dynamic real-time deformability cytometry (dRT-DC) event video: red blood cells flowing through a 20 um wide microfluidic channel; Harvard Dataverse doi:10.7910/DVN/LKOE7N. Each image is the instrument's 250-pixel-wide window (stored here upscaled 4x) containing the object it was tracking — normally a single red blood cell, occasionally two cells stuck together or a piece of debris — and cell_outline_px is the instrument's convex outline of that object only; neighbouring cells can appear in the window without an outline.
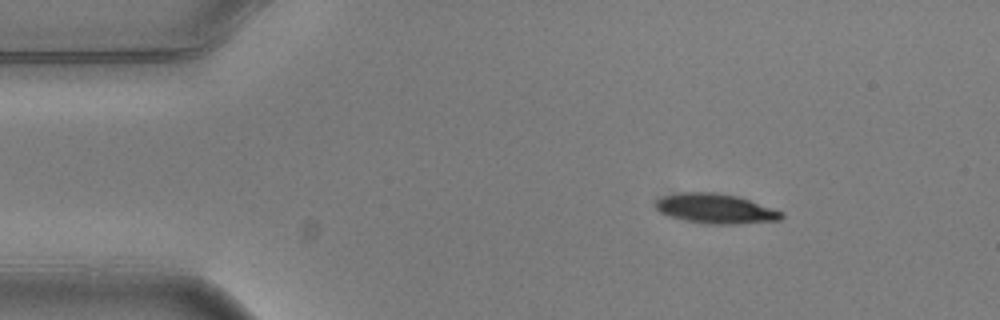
{"species": "common noctule bat (a hibernating species)", "species_latin": "Nyctalus noctula", "temperature_condition": "warm", "stored_images_in_passage": 4, "camera_frame_rate_fps": 3000, "um_per_image_px": 0.085, "animal": {"sex": "male", "body_mass_g": 20.5, "forearm_length_mm": 52.5}, "frame": {"image": 1, "passage_image": 2, "time_ms": 0.333, "image_size_px": [1000, 320], "cell_outline_px": [[784, 216], [780, 220], [736, 224], [708, 224], [668, 216], [660, 212], [656, 208], [656, 200], [660, 196], [676, 192], [716, 192], [736, 196], [784, 212]], "centroid_in_image_um": [60.79, 17.72], "position_along_channel_um": 24.2, "area_um2": 21.79}}